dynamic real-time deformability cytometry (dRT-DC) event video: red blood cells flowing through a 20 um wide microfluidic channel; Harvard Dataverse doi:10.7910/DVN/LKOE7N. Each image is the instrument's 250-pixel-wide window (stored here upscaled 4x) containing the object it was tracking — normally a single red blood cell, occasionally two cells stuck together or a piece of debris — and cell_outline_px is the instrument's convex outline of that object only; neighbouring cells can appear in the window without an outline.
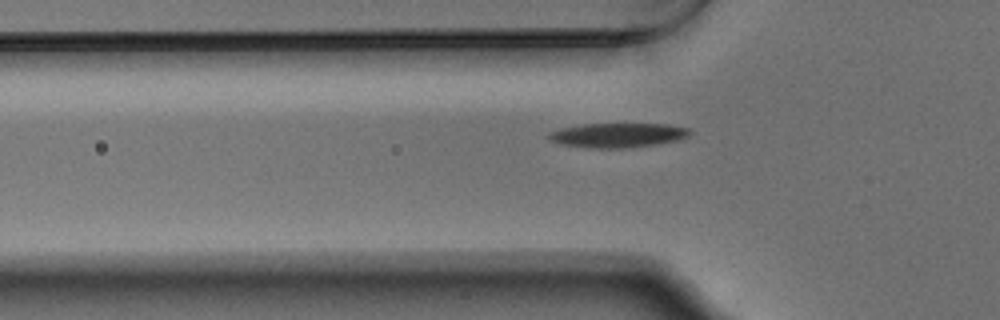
{"species": "Egyptian fruit bat (a non-hibernating species)", "species_latin": "Rousettus aegyptiacus", "temperature_condition": "warm", "stored_images_in_passage": 40, "camera_frame_rate_fps": 3000, "um_per_image_px": 0.085, "animal": {"sex": "male"}, "frame": {"image": 1, "passage_image": 9, "time_ms": 2.667, "image_size_px": [1000, 320], "cell_outline_px": [[692, 132], [688, 136], [676, 140], [656, 144], [624, 148], [588, 148], [564, 144], [552, 140], [548, 136], [552, 132], [560, 128], [584, 124], [668, 124], [688, 128]], "centroid_in_image_um": [52.55, 11.48], "position_along_channel_um": 73.2, "area_um2": 19.77}}
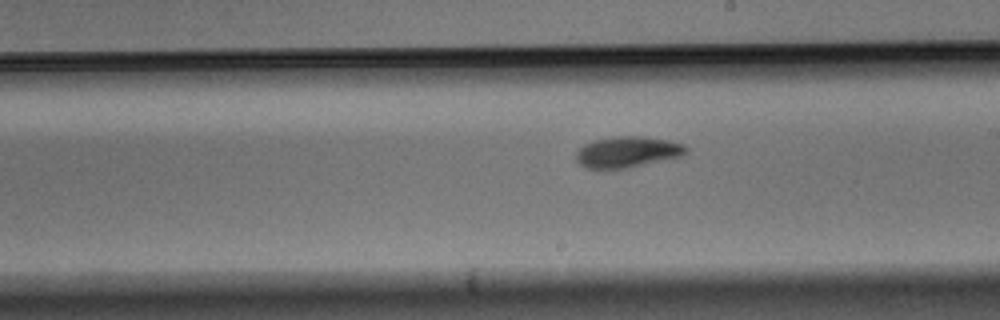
{"frame": {"image": 2, "passage_image": 22, "time_ms": 7.0, "image_size_px": [1000, 320], "cell_outline_px": [[688, 152], [680, 156], [628, 168], [588, 168], [580, 164], [576, 160], [576, 152], [584, 144], [596, 140], [616, 136], [644, 136], [668, 140], [684, 144], [688, 148]], "centroid_in_image_um": [53.35, 12.91], "position_along_channel_um": 235.6, "area_um2": 19.71}}
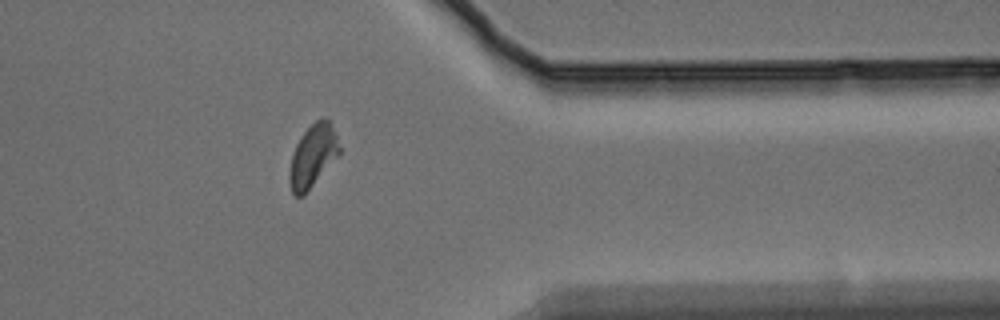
{"frame": {"image": 3, "passage_image": 35, "time_ms": 11.333, "image_size_px": [1000, 320], "cell_outline_px": [[340, 152], [304, 196], [296, 196], [292, 192], [288, 180], [288, 172], [292, 156], [296, 144], [300, 136], [316, 120], [324, 116], [332, 124], [336, 132], [340, 148]], "centroid_in_image_um": [26.57, 13.24], "position_along_channel_um": 384.8, "area_um2": 18.15}}